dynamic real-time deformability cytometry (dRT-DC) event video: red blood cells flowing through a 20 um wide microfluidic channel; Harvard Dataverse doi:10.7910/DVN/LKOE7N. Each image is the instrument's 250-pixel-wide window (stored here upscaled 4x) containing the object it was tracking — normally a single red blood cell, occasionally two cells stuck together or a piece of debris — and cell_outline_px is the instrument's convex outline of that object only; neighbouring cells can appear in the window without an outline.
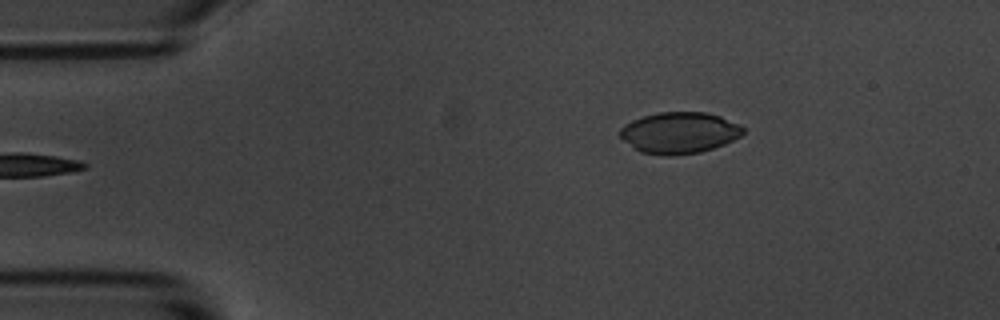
{"species": "common noctule bat (a hibernating species)", "species_latin": "Nyctalus noctula", "temperature_condition": "room temperature", "stored_images_in_passage": 3, "camera_frame_rate_fps": 3000, "um_per_image_px": 0.085, "animal": {"sex": "male", "body_mass_g": 20.1, "forearm_length_mm": 53.5}, "frame": {"image": 1, "passage_image": 3, "time_ms": 2.333, "image_size_px": [1000, 320], "cell_outline_px": [[744, 132], [740, 136], [724, 144], [700, 152], [668, 156], [640, 152], [632, 148], [620, 136], [620, 128], [624, 124], [632, 120], [644, 116], [660, 112], [708, 112], [720, 116], [740, 124], [744, 128]], "centroid_in_image_um": [57.73, 11.28], "position_along_channel_um": 27.3, "area_um2": 29.65}}